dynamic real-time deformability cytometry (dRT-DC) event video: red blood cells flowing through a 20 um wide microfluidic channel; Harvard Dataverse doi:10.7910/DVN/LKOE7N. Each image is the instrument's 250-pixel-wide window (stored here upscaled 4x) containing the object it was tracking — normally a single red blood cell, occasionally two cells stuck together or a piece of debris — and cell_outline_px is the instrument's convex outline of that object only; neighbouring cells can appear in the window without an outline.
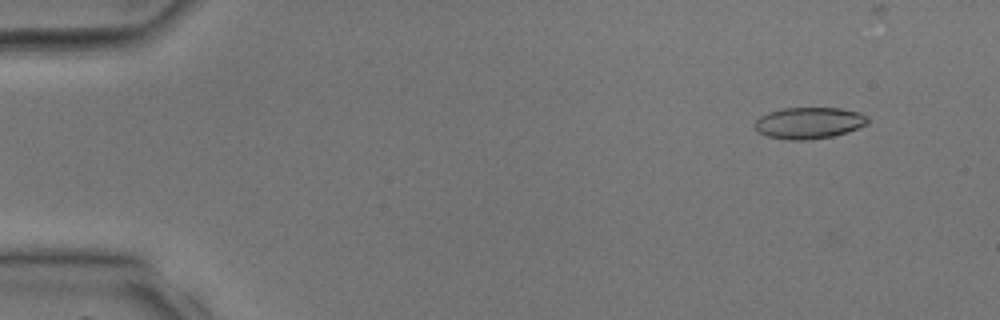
{"species": "common noctule bat (a hibernating species)", "species_latin": "Nyctalus noctula", "temperature_condition": "room temperature", "stored_images_in_passage": 20, "camera_frame_rate_fps": 3000, "um_per_image_px": 0.085, "animal": {"sex": "male", "body_mass_g": 17.9, "forearm_length_mm": 54.2}, "frame": {"image": 1, "passage_image": 1, "time_ms": 0.0, "image_size_px": [1000, 320], "cell_outline_px": [[868, 124], [848, 132], [832, 136], [808, 140], [788, 140], [768, 136], [760, 132], [756, 128], [756, 120], [760, 116], [768, 112], [784, 108], [840, 108], [860, 112], [868, 120]], "centroid_in_image_um": [68.78, 10.45], "position_along_channel_um": 16.2, "area_um2": 20.58}}
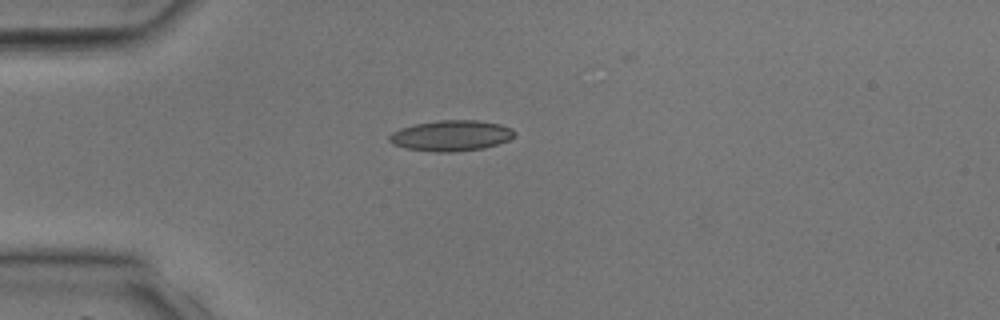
{"frame": {"image": 2, "passage_image": 8, "time_ms": 2.333, "image_size_px": [1000, 320], "cell_outline_px": [[516, 132], [508, 140], [484, 148], [452, 152], [436, 152], [404, 148], [392, 144], [388, 140], [388, 136], [392, 132], [400, 128], [412, 124], [436, 120], [476, 120], [500, 124], [512, 128]], "centroid_in_image_um": [38.3, 11.52], "position_along_channel_um": 46.7, "area_um2": 22.54}}